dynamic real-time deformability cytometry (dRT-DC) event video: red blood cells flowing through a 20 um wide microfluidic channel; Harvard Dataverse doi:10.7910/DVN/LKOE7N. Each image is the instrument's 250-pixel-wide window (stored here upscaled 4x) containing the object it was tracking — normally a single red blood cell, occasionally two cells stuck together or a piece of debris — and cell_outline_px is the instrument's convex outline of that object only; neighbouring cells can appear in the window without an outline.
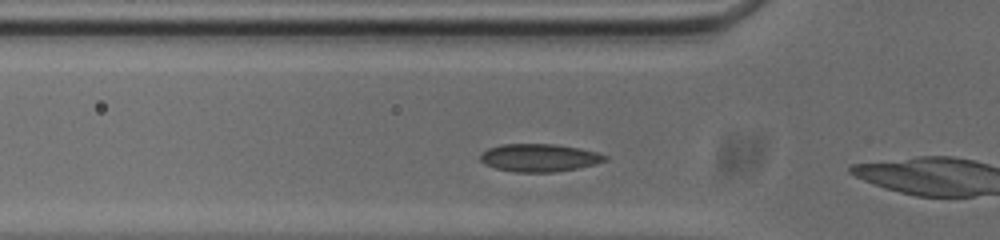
{"species": "common noctule bat (a hibernating species)", "species_latin": "Nyctalus noctula", "temperature_condition": "cold", "stored_images_in_passage": 6, "camera_frame_rate_fps": 3000, "um_per_image_px": 0.085, "animal": {"sex": "male", "body_mass_g": 20.0, "forearm_length_mm": 53.3}, "frame": {"image": 1, "passage_image": 5, "time_ms": 1.333, "image_size_px": [1000, 240], "cell_outline_px": [[608, 160], [596, 164], [576, 168], [552, 172], [516, 172], [496, 168], [484, 164], [480, 160], [480, 152], [488, 148], [500, 144], [556, 144], [596, 152], [608, 156]], "centroid_in_image_um": [45.8, 13.4], "position_along_channel_um": 80.0, "area_um2": 20.17}}